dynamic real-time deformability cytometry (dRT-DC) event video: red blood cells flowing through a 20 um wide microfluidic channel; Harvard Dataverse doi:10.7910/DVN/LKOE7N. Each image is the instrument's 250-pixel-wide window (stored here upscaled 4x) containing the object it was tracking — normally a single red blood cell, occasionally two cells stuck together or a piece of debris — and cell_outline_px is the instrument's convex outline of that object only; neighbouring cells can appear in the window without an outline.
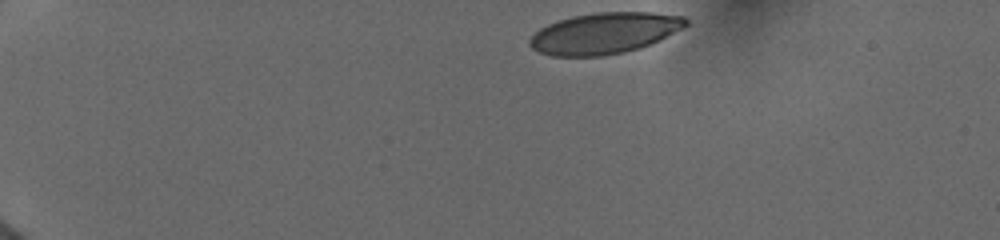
{"species": "human", "species_latin": "Homo sapiens", "temperature_condition": "cold", "stored_images_in_passage": 36, "camera_frame_rate_fps": 3000, "um_per_image_px": 0.085, "donor": {"sex": "female"}, "frame": {"image": 1, "passage_image": 1, "time_ms": 0.0, "image_size_px": [1000, 240], "cell_outline_px": [[688, 24], [684, 28], [660, 40], [640, 48], [624, 52], [604, 56], [552, 56], [540, 52], [532, 48], [528, 44], [528, 40], [540, 28], [556, 20], [572, 16], [596, 12], [652, 12], [684, 16], [688, 20]], "centroid_in_image_um": [51.39, 2.82], "position_along_channel_um": 33.6, "area_um2": 37.69}}
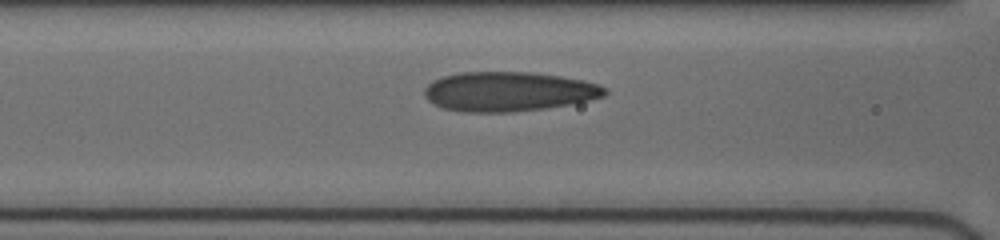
{"frame": {"image": 2, "passage_image": 25, "time_ms": 4.667, "image_size_px": [1000, 240], "cell_outline_px": [[608, 92], [604, 96], [588, 100], [568, 104], [544, 108], [512, 112], [464, 112], [444, 108], [428, 100], [424, 96], [424, 88], [432, 80], [444, 76], [460, 72], [532, 72], [560, 76], [600, 84]], "centroid_in_image_um": [43.2, 7.77], "position_along_channel_um": 123.4, "area_um2": 41.38}}
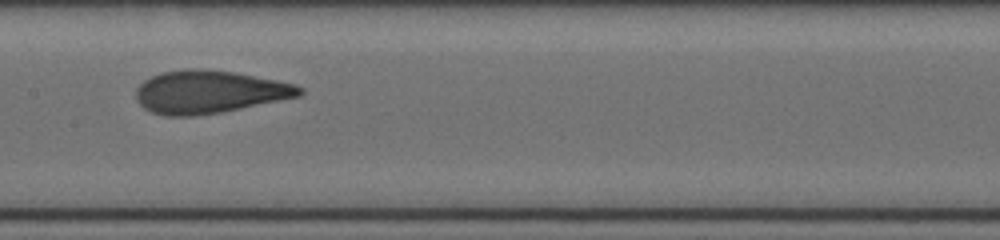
{"frame": {"image": 3, "passage_image": 35, "time_ms": 6.333, "image_size_px": [1000, 240], "cell_outline_px": [[304, 92], [300, 96], [220, 112], [192, 116], [164, 116], [152, 112], [144, 108], [136, 100], [136, 88], [144, 80], [160, 72], [184, 68], [200, 68], [236, 72], [296, 84], [304, 88]], "centroid_in_image_um": [17.77, 7.8], "position_along_channel_um": 189.6, "area_um2": 40.98}}